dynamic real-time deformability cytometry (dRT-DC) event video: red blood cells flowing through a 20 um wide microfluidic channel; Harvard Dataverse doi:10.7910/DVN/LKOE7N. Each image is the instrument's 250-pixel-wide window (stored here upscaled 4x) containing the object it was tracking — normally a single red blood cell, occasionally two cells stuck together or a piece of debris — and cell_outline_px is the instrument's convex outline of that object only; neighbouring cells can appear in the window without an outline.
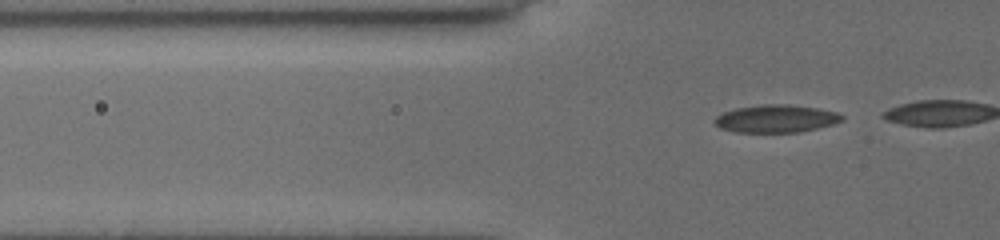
{"species": "common noctule bat (a hibernating species)", "species_latin": "Nyctalus noctula", "temperature_condition": "cold", "stored_images_in_passage": 21, "camera_frame_rate_fps": 3000, "um_per_image_px": 0.085, "animal": {"sex": "female", "body_mass_g": 19.5, "forearm_length_mm": 54.1}, "frame": {"image": 1, "passage_image": 14, "time_ms": 4.333, "image_size_px": [1000, 240], "cell_outline_px": [[844, 120], [832, 124], [800, 132], [736, 132], [720, 128], [712, 120], [716, 116], [724, 112], [736, 108], [764, 104], [788, 104], [816, 108], [836, 112], [844, 116]], "centroid_in_image_um": [65.95, 10.08], "position_along_channel_um": 59.8, "area_um2": 20.46}}
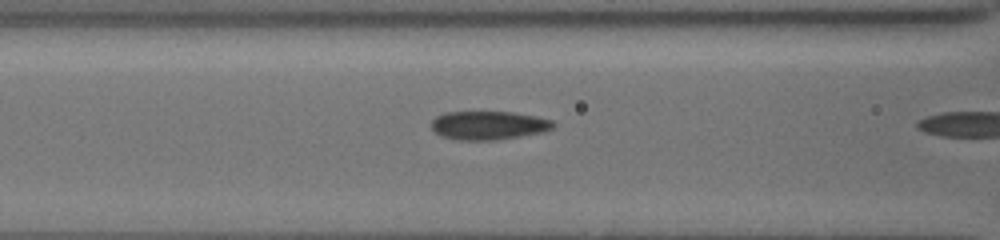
{"frame": {"image": 2, "passage_image": 20, "time_ms": 6.333, "image_size_px": [1000, 240], "cell_outline_px": [[556, 124], [552, 128], [544, 132], [520, 136], [492, 140], [460, 140], [444, 136], [436, 132], [432, 128], [432, 120], [436, 116], [444, 112], [516, 112], [536, 116], [552, 120]], "centroid_in_image_um": [41.56, 10.64], "position_along_channel_um": 125.0, "area_um2": 20.23}}